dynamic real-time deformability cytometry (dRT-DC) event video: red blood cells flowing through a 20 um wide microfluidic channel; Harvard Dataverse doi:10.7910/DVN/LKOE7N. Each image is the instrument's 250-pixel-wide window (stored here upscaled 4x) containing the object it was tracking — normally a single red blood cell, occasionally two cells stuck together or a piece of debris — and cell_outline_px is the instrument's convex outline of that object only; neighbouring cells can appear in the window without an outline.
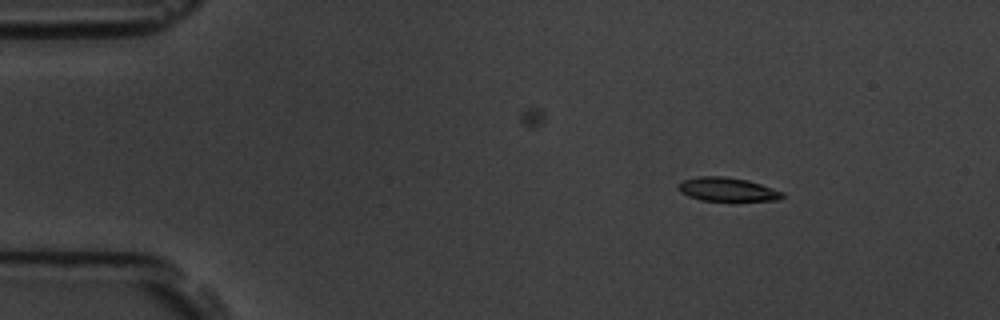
{"species": "common noctule bat (a hibernating species)", "species_latin": "Nyctalus noctula", "temperature_condition": "room temperature", "stored_images_in_passage": 3, "camera_frame_rate_fps": 3000, "um_per_image_px": 0.085, "animal": {"sex": "male", "body_mass_g": 19.5, "forearm_length_mm": 54.6}, "frame": {"image": 1, "passage_image": 1, "time_ms": 0.0, "image_size_px": [1000, 320], "cell_outline_px": [[784, 196], [780, 200], [732, 204], [700, 200], [688, 196], [680, 192], [680, 184], [684, 180], [700, 176], [724, 176], [748, 180], [784, 192]], "centroid_in_image_um": [61.91, 16.17], "position_along_channel_um": 23.1, "area_um2": 15.26}}
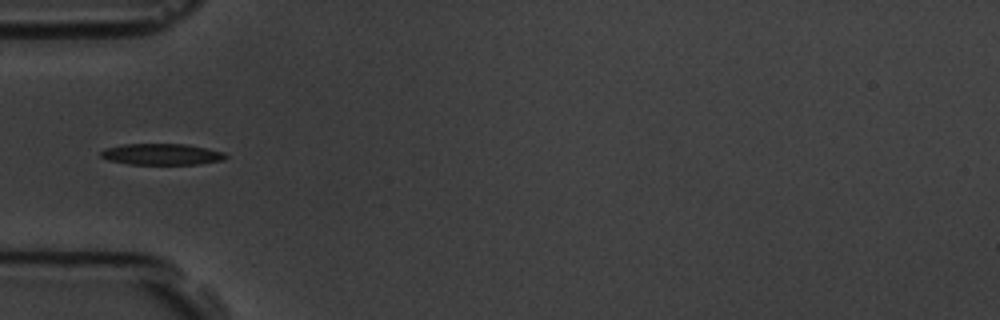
{"frame": {"image": 2, "passage_image": 3, "time_ms": 3.333, "image_size_px": [1000, 320], "cell_outline_px": [[228, 156], [224, 160], [200, 164], [128, 164], [108, 160], [100, 156], [100, 152], [104, 148], [124, 144], [188, 144], [208, 148], [224, 152]], "centroid_in_image_um": [13.76, 13.11], "position_along_channel_um": 71.2, "area_um2": 15.61}}